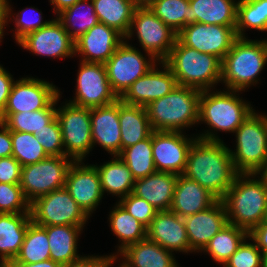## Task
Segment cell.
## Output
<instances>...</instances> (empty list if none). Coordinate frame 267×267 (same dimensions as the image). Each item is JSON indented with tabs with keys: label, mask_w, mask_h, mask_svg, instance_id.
Instances as JSON below:
<instances>
[{
	"label": "cell",
	"mask_w": 267,
	"mask_h": 267,
	"mask_svg": "<svg viewBox=\"0 0 267 267\" xmlns=\"http://www.w3.org/2000/svg\"><path fill=\"white\" fill-rule=\"evenodd\" d=\"M238 174L230 149L214 134L207 133L195 139L191 145L182 175L222 200Z\"/></svg>",
	"instance_id": "obj_1"
},
{
	"label": "cell",
	"mask_w": 267,
	"mask_h": 267,
	"mask_svg": "<svg viewBox=\"0 0 267 267\" xmlns=\"http://www.w3.org/2000/svg\"><path fill=\"white\" fill-rule=\"evenodd\" d=\"M242 175L248 178L256 174H238L222 201L228 223L249 233L267 219V184L262 178L243 181Z\"/></svg>",
	"instance_id": "obj_2"
},
{
	"label": "cell",
	"mask_w": 267,
	"mask_h": 267,
	"mask_svg": "<svg viewBox=\"0 0 267 267\" xmlns=\"http://www.w3.org/2000/svg\"><path fill=\"white\" fill-rule=\"evenodd\" d=\"M201 91L177 85L169 94L150 102L145 108L153 131H181L199 122Z\"/></svg>",
	"instance_id": "obj_3"
},
{
	"label": "cell",
	"mask_w": 267,
	"mask_h": 267,
	"mask_svg": "<svg viewBox=\"0 0 267 267\" xmlns=\"http://www.w3.org/2000/svg\"><path fill=\"white\" fill-rule=\"evenodd\" d=\"M164 63L180 86L205 91L221 80L222 61L218 57L185 46L178 39Z\"/></svg>",
	"instance_id": "obj_4"
},
{
	"label": "cell",
	"mask_w": 267,
	"mask_h": 267,
	"mask_svg": "<svg viewBox=\"0 0 267 267\" xmlns=\"http://www.w3.org/2000/svg\"><path fill=\"white\" fill-rule=\"evenodd\" d=\"M267 62V41L238 37L222 60L221 80L236 92L256 82L255 77Z\"/></svg>",
	"instance_id": "obj_5"
},
{
	"label": "cell",
	"mask_w": 267,
	"mask_h": 267,
	"mask_svg": "<svg viewBox=\"0 0 267 267\" xmlns=\"http://www.w3.org/2000/svg\"><path fill=\"white\" fill-rule=\"evenodd\" d=\"M235 132L236 153L230 150L235 170L239 174H259L267 160V117L253 111Z\"/></svg>",
	"instance_id": "obj_6"
},
{
	"label": "cell",
	"mask_w": 267,
	"mask_h": 267,
	"mask_svg": "<svg viewBox=\"0 0 267 267\" xmlns=\"http://www.w3.org/2000/svg\"><path fill=\"white\" fill-rule=\"evenodd\" d=\"M201 91L199 98V121H205L212 128L234 132L253 112L252 107L233 93L208 94Z\"/></svg>",
	"instance_id": "obj_7"
},
{
	"label": "cell",
	"mask_w": 267,
	"mask_h": 267,
	"mask_svg": "<svg viewBox=\"0 0 267 267\" xmlns=\"http://www.w3.org/2000/svg\"><path fill=\"white\" fill-rule=\"evenodd\" d=\"M30 214L40 226H83L88 218L65 187L37 197L30 203Z\"/></svg>",
	"instance_id": "obj_8"
},
{
	"label": "cell",
	"mask_w": 267,
	"mask_h": 267,
	"mask_svg": "<svg viewBox=\"0 0 267 267\" xmlns=\"http://www.w3.org/2000/svg\"><path fill=\"white\" fill-rule=\"evenodd\" d=\"M71 165L67 156H49L37 163L23 166L20 186L26 199L31 203L37 197L63 188Z\"/></svg>",
	"instance_id": "obj_9"
},
{
	"label": "cell",
	"mask_w": 267,
	"mask_h": 267,
	"mask_svg": "<svg viewBox=\"0 0 267 267\" xmlns=\"http://www.w3.org/2000/svg\"><path fill=\"white\" fill-rule=\"evenodd\" d=\"M135 26L137 36L144 50L151 56L164 62L169 56L177 39V34L163 23L149 7H136L133 13L131 29L127 37L132 36Z\"/></svg>",
	"instance_id": "obj_10"
},
{
	"label": "cell",
	"mask_w": 267,
	"mask_h": 267,
	"mask_svg": "<svg viewBox=\"0 0 267 267\" xmlns=\"http://www.w3.org/2000/svg\"><path fill=\"white\" fill-rule=\"evenodd\" d=\"M61 128L66 156L74 161H82L93 146L91 133L90 108L78 107L67 103L63 109L56 110Z\"/></svg>",
	"instance_id": "obj_11"
},
{
	"label": "cell",
	"mask_w": 267,
	"mask_h": 267,
	"mask_svg": "<svg viewBox=\"0 0 267 267\" xmlns=\"http://www.w3.org/2000/svg\"><path fill=\"white\" fill-rule=\"evenodd\" d=\"M235 27L195 22L186 25L177 34V39L185 46L212 54L222 61L238 38Z\"/></svg>",
	"instance_id": "obj_12"
},
{
	"label": "cell",
	"mask_w": 267,
	"mask_h": 267,
	"mask_svg": "<svg viewBox=\"0 0 267 267\" xmlns=\"http://www.w3.org/2000/svg\"><path fill=\"white\" fill-rule=\"evenodd\" d=\"M112 91L120 98L153 64L134 47L122 42L113 55L104 63Z\"/></svg>",
	"instance_id": "obj_13"
},
{
	"label": "cell",
	"mask_w": 267,
	"mask_h": 267,
	"mask_svg": "<svg viewBox=\"0 0 267 267\" xmlns=\"http://www.w3.org/2000/svg\"><path fill=\"white\" fill-rule=\"evenodd\" d=\"M76 98L69 102L78 107L94 108L115 102L105 65L82 61L77 78Z\"/></svg>",
	"instance_id": "obj_14"
},
{
	"label": "cell",
	"mask_w": 267,
	"mask_h": 267,
	"mask_svg": "<svg viewBox=\"0 0 267 267\" xmlns=\"http://www.w3.org/2000/svg\"><path fill=\"white\" fill-rule=\"evenodd\" d=\"M193 142L194 139L188 140L181 131H152V151L156 171L182 175Z\"/></svg>",
	"instance_id": "obj_15"
},
{
	"label": "cell",
	"mask_w": 267,
	"mask_h": 267,
	"mask_svg": "<svg viewBox=\"0 0 267 267\" xmlns=\"http://www.w3.org/2000/svg\"><path fill=\"white\" fill-rule=\"evenodd\" d=\"M59 95L58 90L46 81L23 78L13 83L3 113L46 109Z\"/></svg>",
	"instance_id": "obj_16"
},
{
	"label": "cell",
	"mask_w": 267,
	"mask_h": 267,
	"mask_svg": "<svg viewBox=\"0 0 267 267\" xmlns=\"http://www.w3.org/2000/svg\"><path fill=\"white\" fill-rule=\"evenodd\" d=\"M18 43L38 55L66 57L75 54V42L58 19L28 33Z\"/></svg>",
	"instance_id": "obj_17"
},
{
	"label": "cell",
	"mask_w": 267,
	"mask_h": 267,
	"mask_svg": "<svg viewBox=\"0 0 267 267\" xmlns=\"http://www.w3.org/2000/svg\"><path fill=\"white\" fill-rule=\"evenodd\" d=\"M78 163L81 161H73L69 167L64 187L88 216L100 202L103 191L96 166H79Z\"/></svg>",
	"instance_id": "obj_18"
},
{
	"label": "cell",
	"mask_w": 267,
	"mask_h": 267,
	"mask_svg": "<svg viewBox=\"0 0 267 267\" xmlns=\"http://www.w3.org/2000/svg\"><path fill=\"white\" fill-rule=\"evenodd\" d=\"M165 71L153 67L138 78L119 98L128 105L146 107L150 102L169 94L178 84L171 69L162 62Z\"/></svg>",
	"instance_id": "obj_19"
},
{
	"label": "cell",
	"mask_w": 267,
	"mask_h": 267,
	"mask_svg": "<svg viewBox=\"0 0 267 267\" xmlns=\"http://www.w3.org/2000/svg\"><path fill=\"white\" fill-rule=\"evenodd\" d=\"M191 250H203L209 241L227 224L226 208L217 200L209 208L184 218Z\"/></svg>",
	"instance_id": "obj_20"
},
{
	"label": "cell",
	"mask_w": 267,
	"mask_h": 267,
	"mask_svg": "<svg viewBox=\"0 0 267 267\" xmlns=\"http://www.w3.org/2000/svg\"><path fill=\"white\" fill-rule=\"evenodd\" d=\"M121 37L116 29L99 22L74 41L75 52L86 56L85 62L104 64L122 44Z\"/></svg>",
	"instance_id": "obj_21"
},
{
	"label": "cell",
	"mask_w": 267,
	"mask_h": 267,
	"mask_svg": "<svg viewBox=\"0 0 267 267\" xmlns=\"http://www.w3.org/2000/svg\"><path fill=\"white\" fill-rule=\"evenodd\" d=\"M147 238L168 251H191L184 218L172 211H158L147 227Z\"/></svg>",
	"instance_id": "obj_22"
},
{
	"label": "cell",
	"mask_w": 267,
	"mask_h": 267,
	"mask_svg": "<svg viewBox=\"0 0 267 267\" xmlns=\"http://www.w3.org/2000/svg\"><path fill=\"white\" fill-rule=\"evenodd\" d=\"M92 142L99 143L115 157L121 152L119 99L115 102L90 108Z\"/></svg>",
	"instance_id": "obj_23"
},
{
	"label": "cell",
	"mask_w": 267,
	"mask_h": 267,
	"mask_svg": "<svg viewBox=\"0 0 267 267\" xmlns=\"http://www.w3.org/2000/svg\"><path fill=\"white\" fill-rule=\"evenodd\" d=\"M178 175L156 171L135 180L133 194L146 200L157 211H170Z\"/></svg>",
	"instance_id": "obj_24"
},
{
	"label": "cell",
	"mask_w": 267,
	"mask_h": 267,
	"mask_svg": "<svg viewBox=\"0 0 267 267\" xmlns=\"http://www.w3.org/2000/svg\"><path fill=\"white\" fill-rule=\"evenodd\" d=\"M217 200L196 181L178 175L170 211L185 218L209 208Z\"/></svg>",
	"instance_id": "obj_25"
},
{
	"label": "cell",
	"mask_w": 267,
	"mask_h": 267,
	"mask_svg": "<svg viewBox=\"0 0 267 267\" xmlns=\"http://www.w3.org/2000/svg\"><path fill=\"white\" fill-rule=\"evenodd\" d=\"M31 221L30 213H0V252L4 266L18 255Z\"/></svg>",
	"instance_id": "obj_26"
},
{
	"label": "cell",
	"mask_w": 267,
	"mask_h": 267,
	"mask_svg": "<svg viewBox=\"0 0 267 267\" xmlns=\"http://www.w3.org/2000/svg\"><path fill=\"white\" fill-rule=\"evenodd\" d=\"M237 5L232 0H189L190 24L236 26Z\"/></svg>",
	"instance_id": "obj_27"
},
{
	"label": "cell",
	"mask_w": 267,
	"mask_h": 267,
	"mask_svg": "<svg viewBox=\"0 0 267 267\" xmlns=\"http://www.w3.org/2000/svg\"><path fill=\"white\" fill-rule=\"evenodd\" d=\"M121 150L148 138L152 128L144 106L128 105L119 99Z\"/></svg>",
	"instance_id": "obj_28"
},
{
	"label": "cell",
	"mask_w": 267,
	"mask_h": 267,
	"mask_svg": "<svg viewBox=\"0 0 267 267\" xmlns=\"http://www.w3.org/2000/svg\"><path fill=\"white\" fill-rule=\"evenodd\" d=\"M126 258L120 267H177L168 250L145 238L120 252Z\"/></svg>",
	"instance_id": "obj_29"
},
{
	"label": "cell",
	"mask_w": 267,
	"mask_h": 267,
	"mask_svg": "<svg viewBox=\"0 0 267 267\" xmlns=\"http://www.w3.org/2000/svg\"><path fill=\"white\" fill-rule=\"evenodd\" d=\"M82 226H46L50 259L61 265L80 259L77 254V237Z\"/></svg>",
	"instance_id": "obj_30"
},
{
	"label": "cell",
	"mask_w": 267,
	"mask_h": 267,
	"mask_svg": "<svg viewBox=\"0 0 267 267\" xmlns=\"http://www.w3.org/2000/svg\"><path fill=\"white\" fill-rule=\"evenodd\" d=\"M100 23L127 36L136 8L133 0H92Z\"/></svg>",
	"instance_id": "obj_31"
},
{
	"label": "cell",
	"mask_w": 267,
	"mask_h": 267,
	"mask_svg": "<svg viewBox=\"0 0 267 267\" xmlns=\"http://www.w3.org/2000/svg\"><path fill=\"white\" fill-rule=\"evenodd\" d=\"M98 170L102 191H109L114 195H123V197L133 192L135 179L131 171L120 158L112 160L100 167Z\"/></svg>",
	"instance_id": "obj_32"
},
{
	"label": "cell",
	"mask_w": 267,
	"mask_h": 267,
	"mask_svg": "<svg viewBox=\"0 0 267 267\" xmlns=\"http://www.w3.org/2000/svg\"><path fill=\"white\" fill-rule=\"evenodd\" d=\"M58 98L59 97L46 109L32 112L2 113L0 115V121L3 122L10 131L26 132L36 135L56 116L57 109L53 108V106L56 104Z\"/></svg>",
	"instance_id": "obj_33"
},
{
	"label": "cell",
	"mask_w": 267,
	"mask_h": 267,
	"mask_svg": "<svg viewBox=\"0 0 267 267\" xmlns=\"http://www.w3.org/2000/svg\"><path fill=\"white\" fill-rule=\"evenodd\" d=\"M48 241L46 226H40L31 221L18 255L9 263H37L50 259Z\"/></svg>",
	"instance_id": "obj_34"
},
{
	"label": "cell",
	"mask_w": 267,
	"mask_h": 267,
	"mask_svg": "<svg viewBox=\"0 0 267 267\" xmlns=\"http://www.w3.org/2000/svg\"><path fill=\"white\" fill-rule=\"evenodd\" d=\"M118 157L125 162L135 180L155 173L156 167L152 151V133L143 141L122 149Z\"/></svg>",
	"instance_id": "obj_35"
},
{
	"label": "cell",
	"mask_w": 267,
	"mask_h": 267,
	"mask_svg": "<svg viewBox=\"0 0 267 267\" xmlns=\"http://www.w3.org/2000/svg\"><path fill=\"white\" fill-rule=\"evenodd\" d=\"M246 237L248 238L246 230L228 223L209 241L204 251L224 265Z\"/></svg>",
	"instance_id": "obj_36"
},
{
	"label": "cell",
	"mask_w": 267,
	"mask_h": 267,
	"mask_svg": "<svg viewBox=\"0 0 267 267\" xmlns=\"http://www.w3.org/2000/svg\"><path fill=\"white\" fill-rule=\"evenodd\" d=\"M112 231L122 240L120 252L126 247L147 238V227L132 217L118 204L110 214Z\"/></svg>",
	"instance_id": "obj_37"
},
{
	"label": "cell",
	"mask_w": 267,
	"mask_h": 267,
	"mask_svg": "<svg viewBox=\"0 0 267 267\" xmlns=\"http://www.w3.org/2000/svg\"><path fill=\"white\" fill-rule=\"evenodd\" d=\"M149 9L176 34L190 24L189 0H156Z\"/></svg>",
	"instance_id": "obj_38"
},
{
	"label": "cell",
	"mask_w": 267,
	"mask_h": 267,
	"mask_svg": "<svg viewBox=\"0 0 267 267\" xmlns=\"http://www.w3.org/2000/svg\"><path fill=\"white\" fill-rule=\"evenodd\" d=\"M267 30V0H240L237 5V37L243 38L244 28ZM242 30V31H241Z\"/></svg>",
	"instance_id": "obj_39"
},
{
	"label": "cell",
	"mask_w": 267,
	"mask_h": 267,
	"mask_svg": "<svg viewBox=\"0 0 267 267\" xmlns=\"http://www.w3.org/2000/svg\"><path fill=\"white\" fill-rule=\"evenodd\" d=\"M91 4H86L87 0H79L77 1L73 6H70L64 10H62L59 13V17L57 18L63 27L66 29L67 33L71 36V38L75 41L80 36H82L84 33H86L88 30H90L94 25L99 23V19L95 13L94 5L92 0ZM83 5H87L88 11L85 13H80V9ZM79 12V13H78ZM82 12V11H81ZM80 21L78 23V27L76 26V21ZM78 19V20H77ZM73 21V22H72ZM72 22V23H71ZM68 23H71L73 25H68ZM69 26L74 27V31H70L68 28Z\"/></svg>",
	"instance_id": "obj_40"
},
{
	"label": "cell",
	"mask_w": 267,
	"mask_h": 267,
	"mask_svg": "<svg viewBox=\"0 0 267 267\" xmlns=\"http://www.w3.org/2000/svg\"><path fill=\"white\" fill-rule=\"evenodd\" d=\"M12 156L23 166L42 161L49 156L31 133L11 131Z\"/></svg>",
	"instance_id": "obj_41"
},
{
	"label": "cell",
	"mask_w": 267,
	"mask_h": 267,
	"mask_svg": "<svg viewBox=\"0 0 267 267\" xmlns=\"http://www.w3.org/2000/svg\"><path fill=\"white\" fill-rule=\"evenodd\" d=\"M30 213V202L24 196L20 184L0 183V213Z\"/></svg>",
	"instance_id": "obj_42"
},
{
	"label": "cell",
	"mask_w": 267,
	"mask_h": 267,
	"mask_svg": "<svg viewBox=\"0 0 267 267\" xmlns=\"http://www.w3.org/2000/svg\"><path fill=\"white\" fill-rule=\"evenodd\" d=\"M35 136L48 156H66L65 150H62V133L56 116Z\"/></svg>",
	"instance_id": "obj_43"
},
{
	"label": "cell",
	"mask_w": 267,
	"mask_h": 267,
	"mask_svg": "<svg viewBox=\"0 0 267 267\" xmlns=\"http://www.w3.org/2000/svg\"><path fill=\"white\" fill-rule=\"evenodd\" d=\"M263 256L256 244L243 240L224 267H262Z\"/></svg>",
	"instance_id": "obj_44"
},
{
	"label": "cell",
	"mask_w": 267,
	"mask_h": 267,
	"mask_svg": "<svg viewBox=\"0 0 267 267\" xmlns=\"http://www.w3.org/2000/svg\"><path fill=\"white\" fill-rule=\"evenodd\" d=\"M121 198L119 204L124 210L148 227L158 211L146 200L137 197L133 193Z\"/></svg>",
	"instance_id": "obj_45"
},
{
	"label": "cell",
	"mask_w": 267,
	"mask_h": 267,
	"mask_svg": "<svg viewBox=\"0 0 267 267\" xmlns=\"http://www.w3.org/2000/svg\"><path fill=\"white\" fill-rule=\"evenodd\" d=\"M22 165L13 157L0 158V183L20 184Z\"/></svg>",
	"instance_id": "obj_46"
},
{
	"label": "cell",
	"mask_w": 267,
	"mask_h": 267,
	"mask_svg": "<svg viewBox=\"0 0 267 267\" xmlns=\"http://www.w3.org/2000/svg\"><path fill=\"white\" fill-rule=\"evenodd\" d=\"M25 12L20 14V15H17L16 17H19L16 18L15 20V23H16V27H17V32L15 34L16 36V39L17 40L16 42H19L23 37H25L28 33H31L33 31H36L40 28H42L43 26H45L49 21H45V22H42L41 23V16L39 15L38 16V20L36 21H32L30 19L27 18V16H25Z\"/></svg>",
	"instance_id": "obj_47"
},
{
	"label": "cell",
	"mask_w": 267,
	"mask_h": 267,
	"mask_svg": "<svg viewBox=\"0 0 267 267\" xmlns=\"http://www.w3.org/2000/svg\"><path fill=\"white\" fill-rule=\"evenodd\" d=\"M115 256L112 257H81L80 259L62 265V267H109L115 260Z\"/></svg>",
	"instance_id": "obj_48"
},
{
	"label": "cell",
	"mask_w": 267,
	"mask_h": 267,
	"mask_svg": "<svg viewBox=\"0 0 267 267\" xmlns=\"http://www.w3.org/2000/svg\"><path fill=\"white\" fill-rule=\"evenodd\" d=\"M263 255L267 254V219H264L258 226L254 227L249 233Z\"/></svg>",
	"instance_id": "obj_49"
},
{
	"label": "cell",
	"mask_w": 267,
	"mask_h": 267,
	"mask_svg": "<svg viewBox=\"0 0 267 267\" xmlns=\"http://www.w3.org/2000/svg\"><path fill=\"white\" fill-rule=\"evenodd\" d=\"M12 85V77L0 66V115L6 106Z\"/></svg>",
	"instance_id": "obj_50"
},
{
	"label": "cell",
	"mask_w": 267,
	"mask_h": 267,
	"mask_svg": "<svg viewBox=\"0 0 267 267\" xmlns=\"http://www.w3.org/2000/svg\"><path fill=\"white\" fill-rule=\"evenodd\" d=\"M0 158L12 156L11 131L0 121Z\"/></svg>",
	"instance_id": "obj_51"
},
{
	"label": "cell",
	"mask_w": 267,
	"mask_h": 267,
	"mask_svg": "<svg viewBox=\"0 0 267 267\" xmlns=\"http://www.w3.org/2000/svg\"><path fill=\"white\" fill-rule=\"evenodd\" d=\"M5 267H62V265L48 259L37 263H8Z\"/></svg>",
	"instance_id": "obj_52"
},
{
	"label": "cell",
	"mask_w": 267,
	"mask_h": 267,
	"mask_svg": "<svg viewBox=\"0 0 267 267\" xmlns=\"http://www.w3.org/2000/svg\"><path fill=\"white\" fill-rule=\"evenodd\" d=\"M9 6L8 3L5 4L0 1V39L3 36V28L5 26V23L7 22V17L9 16Z\"/></svg>",
	"instance_id": "obj_53"
},
{
	"label": "cell",
	"mask_w": 267,
	"mask_h": 267,
	"mask_svg": "<svg viewBox=\"0 0 267 267\" xmlns=\"http://www.w3.org/2000/svg\"><path fill=\"white\" fill-rule=\"evenodd\" d=\"M77 1L79 0H51V3L54 5V7L57 8V10H55L58 13H60L62 10L73 6Z\"/></svg>",
	"instance_id": "obj_54"
},
{
	"label": "cell",
	"mask_w": 267,
	"mask_h": 267,
	"mask_svg": "<svg viewBox=\"0 0 267 267\" xmlns=\"http://www.w3.org/2000/svg\"><path fill=\"white\" fill-rule=\"evenodd\" d=\"M136 7H150L156 0H133Z\"/></svg>",
	"instance_id": "obj_55"
},
{
	"label": "cell",
	"mask_w": 267,
	"mask_h": 267,
	"mask_svg": "<svg viewBox=\"0 0 267 267\" xmlns=\"http://www.w3.org/2000/svg\"><path fill=\"white\" fill-rule=\"evenodd\" d=\"M261 172H262V176L261 177L264 180V182L267 184V160H266V163H265L264 167L260 170L259 173H261Z\"/></svg>",
	"instance_id": "obj_56"
},
{
	"label": "cell",
	"mask_w": 267,
	"mask_h": 267,
	"mask_svg": "<svg viewBox=\"0 0 267 267\" xmlns=\"http://www.w3.org/2000/svg\"><path fill=\"white\" fill-rule=\"evenodd\" d=\"M262 267H267V254L263 256V264Z\"/></svg>",
	"instance_id": "obj_57"
},
{
	"label": "cell",
	"mask_w": 267,
	"mask_h": 267,
	"mask_svg": "<svg viewBox=\"0 0 267 267\" xmlns=\"http://www.w3.org/2000/svg\"><path fill=\"white\" fill-rule=\"evenodd\" d=\"M1 2L7 4V0H0Z\"/></svg>",
	"instance_id": "obj_58"
}]
</instances>
